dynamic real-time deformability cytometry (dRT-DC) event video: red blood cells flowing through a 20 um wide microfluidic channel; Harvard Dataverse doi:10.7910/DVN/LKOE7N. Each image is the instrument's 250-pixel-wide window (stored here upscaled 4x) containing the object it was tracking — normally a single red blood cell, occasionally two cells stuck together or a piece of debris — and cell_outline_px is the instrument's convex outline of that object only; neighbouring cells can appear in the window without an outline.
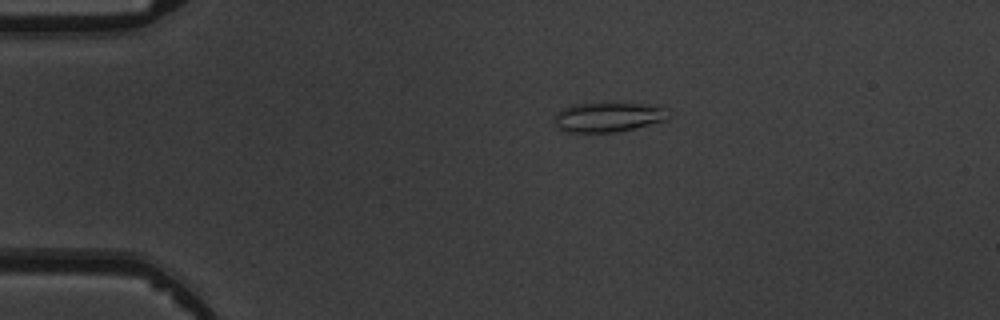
{"species": "common noctule bat (a hibernating species)", "species_latin": "Nyctalus noctula", "temperature_condition": "warm", "stored_images_in_passage": 4, "camera_frame_rate_fps": 3000, "um_per_image_px": 0.085, "animal": {"sex": "male", "body_mass_g": 19.5, "forearm_length_mm": 54.6}, "frame": {"image": 1, "passage_image": 1, "time_ms": 0.0, "image_size_px": [1000, 320], "cell_outline_px": [[668, 120], [616, 132], [568, 132], [556, 128], [556, 112], [572, 104], [652, 104], [664, 108], [668, 116]], "centroid_in_image_um": [51.69, 9.96], "position_along_channel_um": 33.3, "area_um2": 19.36}}
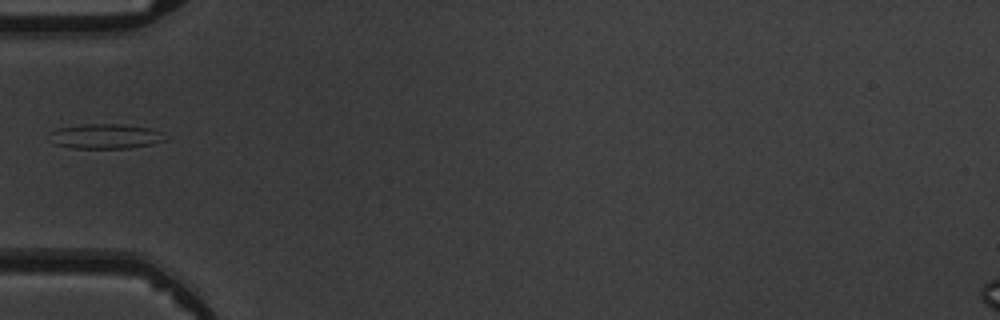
{"frame": {"image": 2, "passage_image": 3, "time_ms": 2.333, "image_size_px": [1000, 320], "cell_outline_px": [[168, 140], [152, 144], [128, 148], [72, 148], [56, 144], [48, 132], [56, 128], [84, 124], [120, 124], [152, 128], [160, 132]], "centroid_in_image_um": [8.98, 11.58], "position_along_channel_um": 76.0, "area_um2": 16.7}}
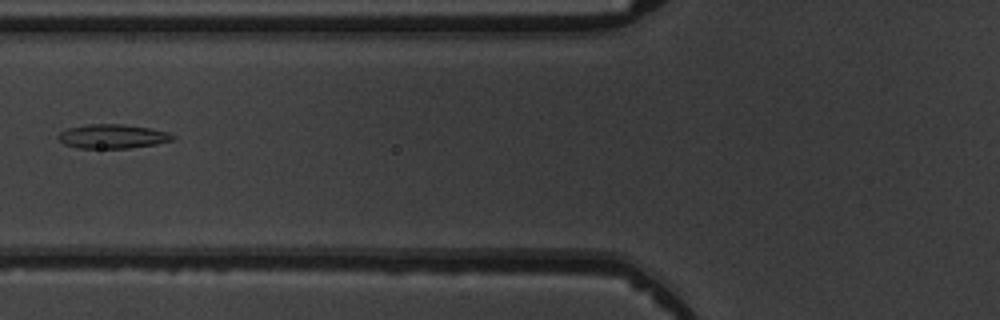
{"frame": {"image": 3, "passage_image": 4, "time_ms": 3.333, "image_size_px": [1000, 320], "cell_outline_px": [[176, 140], [156, 144], [128, 148], [76, 148], [64, 144], [56, 136], [60, 132], [68, 128], [88, 124], [124, 124], [148, 128], [168, 132], [176, 136]], "centroid_in_image_um": [9.58, 11.59], "position_along_channel_um": 116.2, "area_um2": 16.18}}